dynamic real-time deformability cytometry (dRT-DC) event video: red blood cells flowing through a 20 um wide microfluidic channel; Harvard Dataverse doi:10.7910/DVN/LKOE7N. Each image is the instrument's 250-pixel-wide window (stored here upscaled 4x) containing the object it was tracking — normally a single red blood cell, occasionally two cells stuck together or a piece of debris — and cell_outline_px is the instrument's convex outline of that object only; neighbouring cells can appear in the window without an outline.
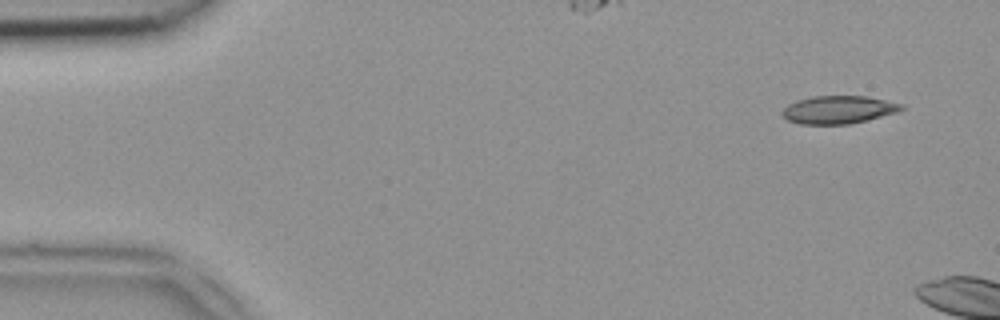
{"species": "common noctule bat (a hibernating species)", "species_latin": "Nyctalus noctula", "temperature_condition": "room temperature", "stored_images_in_passage": 6, "camera_frame_rate_fps": 3000, "um_per_image_px": 0.085, "animal": {"sex": "female", "body_mass_g": 18.4}, "frame": {"image": 1, "passage_image": 3, "time_ms": 0.667, "image_size_px": [1000, 320], "cell_outline_px": [[904, 108], [896, 112], [868, 120], [852, 124], [800, 124], [788, 120], [780, 112], [788, 104], [796, 100], [812, 96], [868, 96], [904, 104]], "centroid_in_image_um": [71.27, 9.32], "position_along_channel_um": 13.7, "area_um2": 19.48}}